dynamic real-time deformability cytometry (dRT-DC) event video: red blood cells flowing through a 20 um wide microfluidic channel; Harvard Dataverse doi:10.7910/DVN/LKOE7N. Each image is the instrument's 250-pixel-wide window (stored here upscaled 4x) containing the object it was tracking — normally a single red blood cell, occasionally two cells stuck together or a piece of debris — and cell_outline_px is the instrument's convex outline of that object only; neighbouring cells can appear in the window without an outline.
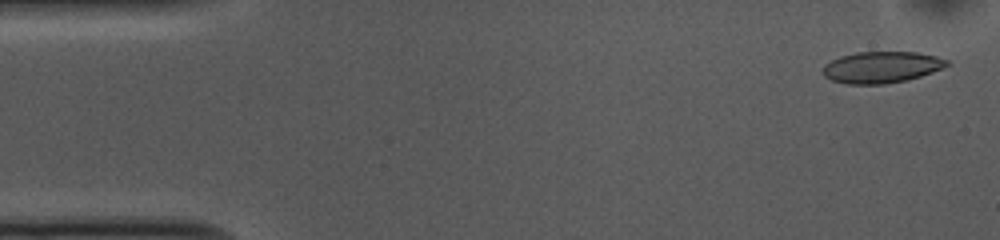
{"species": "common noctule bat (a hibernating species)", "species_latin": "Nyctalus noctula", "temperature_condition": "cold", "stored_images_in_passage": 52, "camera_frame_rate_fps": 3000, "um_per_image_px": 0.085, "animal": {"sex": "female", "body_mass_g": 10.0, "forearm_length_mm": 53.1}, "frame": {"image": 1, "passage_image": 2, "time_ms": 0.333, "image_size_px": [1000, 240], "cell_outline_px": [[948, 64], [932, 72], [920, 76], [904, 80], [884, 84], [844, 84], [832, 80], [824, 76], [824, 64], [840, 56], [856, 52], [916, 52], [936, 56], [948, 60]], "centroid_in_image_um": [74.89, 5.71], "position_along_channel_um": 10.1, "area_um2": 22.48}}
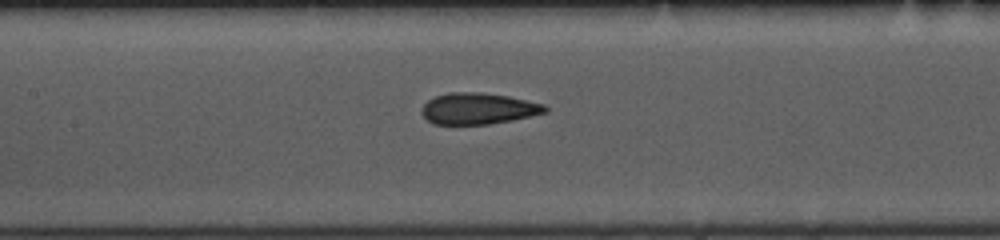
{"frame": {"image": 2, "passage_image": 23, "time_ms": 7.333, "image_size_px": [1000, 240], "cell_outline_px": [[548, 112], [512, 120], [488, 124], [432, 124], [420, 112], [424, 104], [428, 100], [436, 96], [448, 92], [480, 92], [508, 96], [544, 104], [548, 108]], "centroid_in_image_um": [40.64, 9.23], "position_along_channel_um": 166.8, "area_um2": 22.48}}
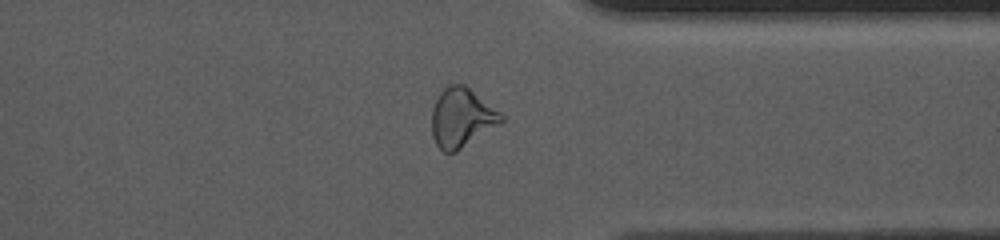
{"frame": {"image": 3, "passage_image": 40, "time_ms": 13.0, "image_size_px": [1000, 240], "cell_outline_px": [[504, 120], [500, 124], [456, 152], [448, 156], [436, 144], [432, 136], [432, 108], [440, 92], [448, 84], [464, 84], [504, 116]], "centroid_in_image_um": [39.21, 10.04], "position_along_channel_um": 372.2, "area_um2": 23.87}, "authors_computed_cell_mechanics": {"area_um2": 23.1489, "velocity_mm_per_s": 3.7207, "shape_relaxation_time_tau1_ms": 6.0555, "shape_relaxation_time_tau2_ms": 1.4541, "deformation_change_tau1": 0.1518, "deformation_change_tau2": 0.0674}}